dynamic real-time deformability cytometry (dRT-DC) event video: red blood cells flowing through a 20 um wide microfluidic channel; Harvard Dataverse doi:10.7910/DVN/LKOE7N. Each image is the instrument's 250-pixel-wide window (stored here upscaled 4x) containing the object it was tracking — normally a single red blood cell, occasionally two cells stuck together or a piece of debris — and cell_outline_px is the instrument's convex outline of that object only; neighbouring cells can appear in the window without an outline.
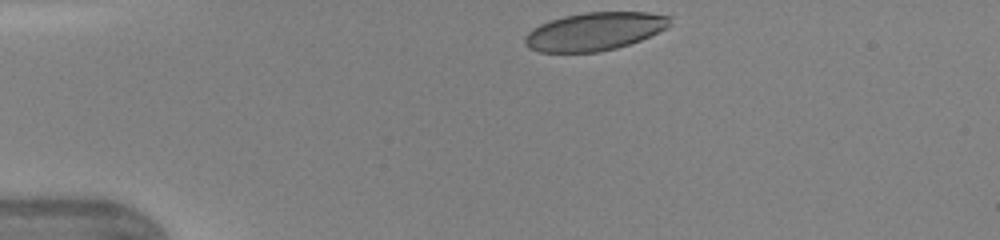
{"species": "human", "species_latin": "Homo sapiens", "temperature_condition": "warm", "stored_images_in_passage": 31, "camera_frame_rate_fps": 3000, "um_per_image_px": 0.085, "donor": {"sex": "female"}, "frame": {"image": 1, "passage_image": 1, "time_ms": 0.0, "image_size_px": [1000, 240], "cell_outline_px": [[672, 16], [668, 28], [640, 40], [616, 48], [596, 52], [540, 52], [528, 48], [524, 44], [524, 36], [532, 28], [540, 24], [564, 16], [584, 12], [648, 12]], "centroid_in_image_um": [50.53, 2.67], "position_along_channel_um": 34.5, "area_um2": 32.25}}
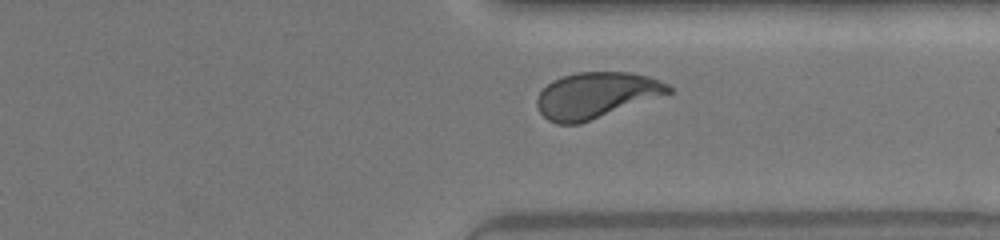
{"frame": {"image": 2, "passage_image": 27, "time_ms": 8.667, "image_size_px": [1000, 240], "cell_outline_px": [[672, 92], [668, 96], [580, 124], [556, 124], [548, 120], [540, 112], [536, 104], [536, 100], [540, 92], [552, 80], [560, 76], [576, 72], [632, 72], [648, 76], [660, 80], [668, 84], [672, 88]], "centroid_in_image_um": [50.74, 8.1], "position_along_channel_um": 360.7, "area_um2": 36.07}, "authors_computed_cell_mechanics": {"area_um2": 35.1424, "velocity_mm_per_s": 4.3649, "shape_relaxation_time_tau1_ms": 3.7655, "shape_relaxation_time_tau2_ms": null, "deformation_change_tau1": 0.1703, "deformation_change_tau2": null}}